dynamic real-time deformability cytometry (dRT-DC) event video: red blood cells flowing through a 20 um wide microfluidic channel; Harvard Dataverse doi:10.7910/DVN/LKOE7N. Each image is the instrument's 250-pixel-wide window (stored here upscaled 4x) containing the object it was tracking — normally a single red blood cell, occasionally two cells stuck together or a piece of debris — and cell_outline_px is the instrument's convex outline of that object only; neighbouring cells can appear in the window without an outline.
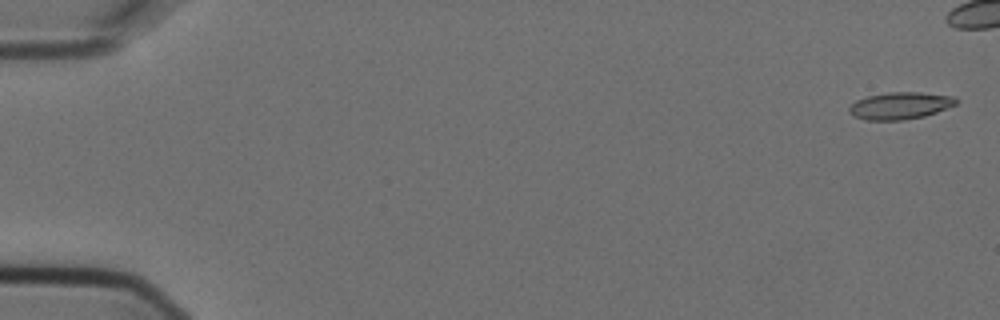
{"species": "Egyptian fruit bat (a non-hibernating species)", "species_latin": "Rousettus aegyptiacus", "temperature_condition": "cold", "stored_images_in_passage": 4, "camera_frame_rate_fps": 3000, "um_per_image_px": 0.085, "animal": {"sex": "female"}, "frame": {"image": 1, "passage_image": 1, "time_ms": 0.0, "image_size_px": [1000, 320], "cell_outline_px": [[960, 100], [956, 104], [936, 112], [924, 116], [904, 120], [864, 120], [852, 116], [848, 112], [848, 108], [856, 100], [868, 96], [888, 92], [920, 92], [952, 96]], "centroid_in_image_um": [76.48, 8.98], "position_along_channel_um": 8.5, "area_um2": 16.94}}